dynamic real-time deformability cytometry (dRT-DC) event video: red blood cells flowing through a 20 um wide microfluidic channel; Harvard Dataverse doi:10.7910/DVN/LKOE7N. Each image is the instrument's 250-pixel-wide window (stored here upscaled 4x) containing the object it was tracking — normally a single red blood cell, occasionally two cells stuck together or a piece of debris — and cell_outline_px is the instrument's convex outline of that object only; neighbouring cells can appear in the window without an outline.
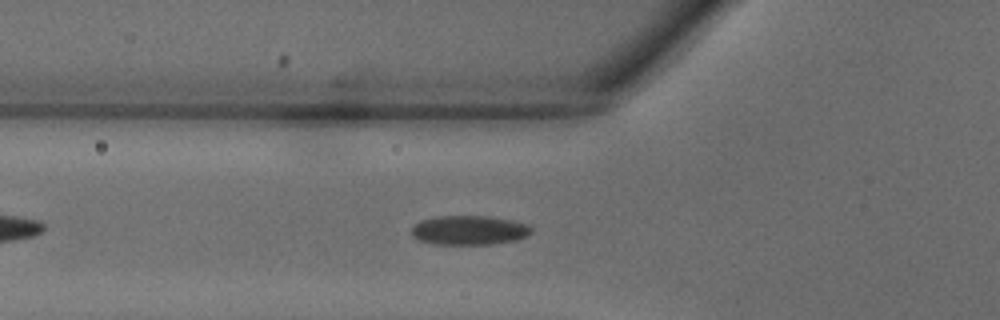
{"species": "common noctule bat (a hibernating species)", "species_latin": "Nyctalus noctula", "temperature_condition": "warm", "stored_images_in_passage": 29, "camera_frame_rate_fps": 3000, "um_per_image_px": 0.085, "animal": {"sex": "male", "body_mass_g": 18.8}, "frame": {"image": 1, "passage_image": 6, "time_ms": 1.667, "image_size_px": [1000, 320], "cell_outline_px": [[532, 232], [516, 240], [492, 244], [436, 244], [420, 240], [412, 236], [412, 228], [420, 220], [436, 216], [492, 216], [512, 220], [528, 224], [532, 228]], "centroid_in_image_um": [39.89, 19.55], "position_along_channel_um": 85.9, "area_um2": 20.46}}
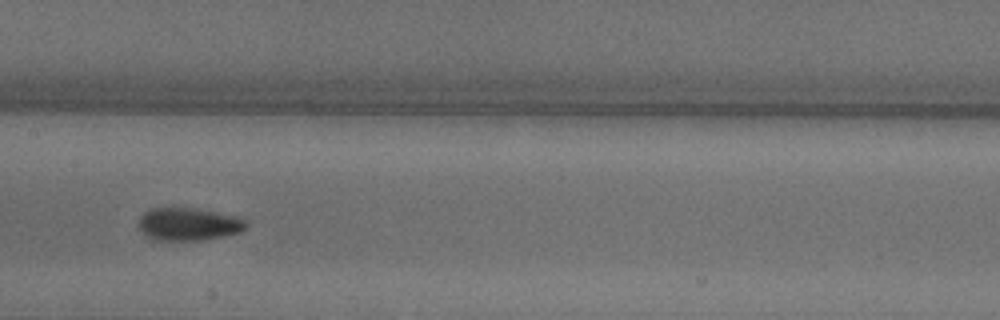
{"frame": {"image": 2, "passage_image": 12, "time_ms": 3.667, "image_size_px": [1000, 320], "cell_outline_px": [[248, 228], [240, 232], [200, 240], [152, 240], [140, 232], [140, 216], [148, 208], [196, 208], [236, 216], [244, 220], [248, 224]], "centroid_in_image_um": [16.0, 19.05], "position_along_channel_um": 191.4, "area_um2": 20.52}}
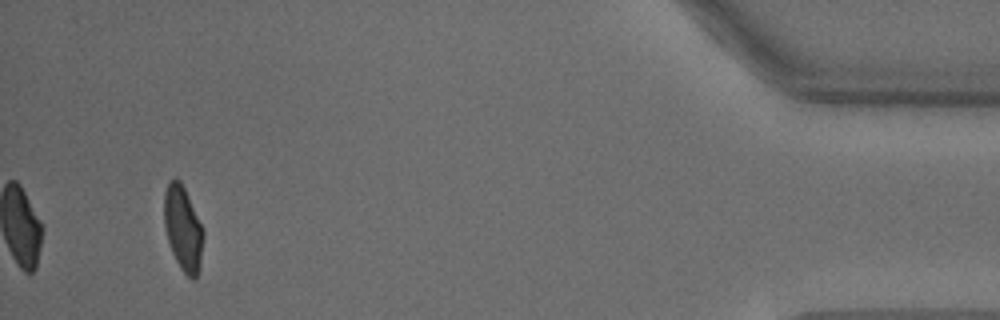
{"frame": {"image": 3, "passage_image": 29, "time_ms": 9.333, "image_size_px": [1000, 320], "cell_outline_px": [[204, 236], [200, 264], [196, 276], [192, 280], [180, 268], [172, 252], [168, 240], [164, 224], [164, 192], [168, 180], [176, 176], [180, 180], [204, 228]], "centroid_in_image_um": [15.55, 19.37], "position_along_channel_um": 419.6, "area_um2": 19.48}}